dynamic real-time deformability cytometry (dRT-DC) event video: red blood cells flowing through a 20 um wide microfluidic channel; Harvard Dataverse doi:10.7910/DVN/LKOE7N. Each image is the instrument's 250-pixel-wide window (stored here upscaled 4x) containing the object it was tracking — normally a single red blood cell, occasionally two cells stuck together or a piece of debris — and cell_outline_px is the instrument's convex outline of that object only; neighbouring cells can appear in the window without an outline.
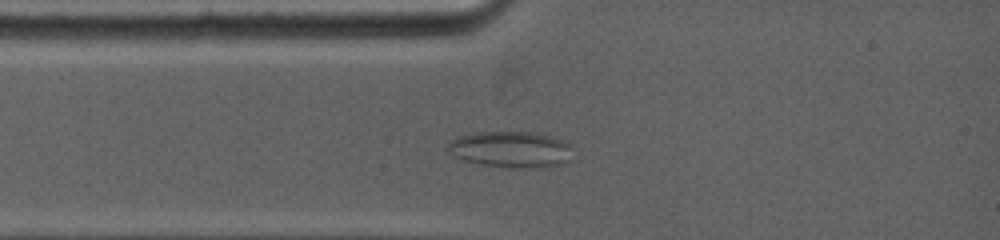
{"species": "common noctule bat (a hibernating species)", "species_latin": "Nyctalus noctula", "temperature_condition": "warm", "stored_images_in_passage": 8, "camera_frame_rate_fps": 5000, "um_per_image_px": 0.085, "animal": {"sex": "female", "body_mass_g": 19.0, "forearm_length_mm": 53.3}, "frame": {"image": 1, "passage_image": 2, "time_ms": 0.4, "image_size_px": [1000, 240], "cell_outline_px": [[576, 148], [568, 160], [560, 164], [548, 168], [512, 168], [484, 164], [460, 160], [452, 156], [444, 148], [452, 140], [464, 136], [480, 132], [528, 132], [560, 140], [572, 144]], "centroid_in_image_um": [43.44, 12.73], "position_along_channel_um": 41.6, "area_um2": 26.41}}
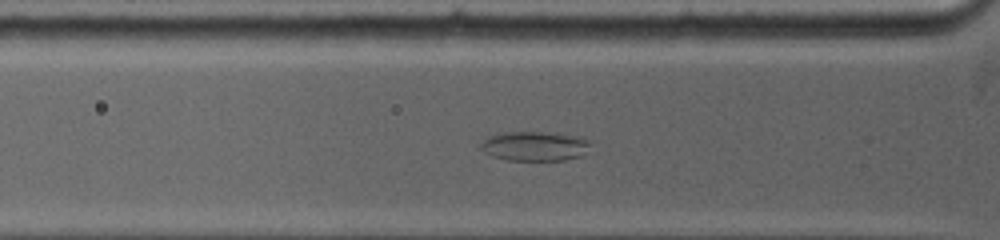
{"frame": {"image": 2, "passage_image": 5, "time_ms": 1.4, "image_size_px": [1000, 240], "cell_outline_px": [[588, 144], [584, 156], [564, 160], [508, 160], [492, 156], [484, 152], [480, 148], [480, 144], [488, 136], [508, 132], [540, 132], [568, 136], [588, 140]], "centroid_in_image_um": [45.38, 12.44], "position_along_channel_um": 80.4, "area_um2": 18.38}}
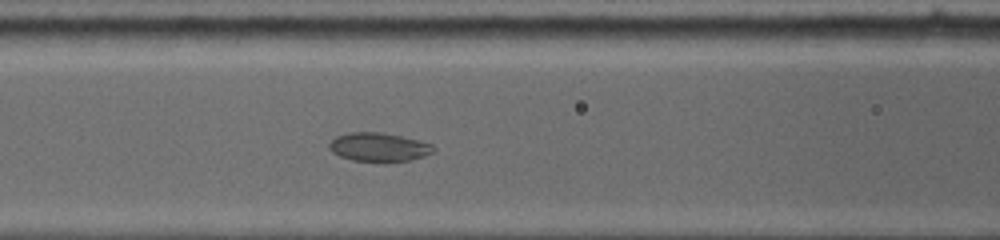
{"frame": {"image": 3, "passage_image": 8, "time_ms": 2.8, "image_size_px": [1000, 240], "cell_outline_px": [[436, 148], [432, 152], [424, 156], [408, 160], [384, 164], [352, 160], [340, 156], [332, 152], [328, 148], [328, 144], [336, 136], [348, 132], [380, 132], [400, 136], [432, 144]], "centroid_in_image_um": [32.16, 12.53], "position_along_channel_um": 134.4, "area_um2": 17.8}}